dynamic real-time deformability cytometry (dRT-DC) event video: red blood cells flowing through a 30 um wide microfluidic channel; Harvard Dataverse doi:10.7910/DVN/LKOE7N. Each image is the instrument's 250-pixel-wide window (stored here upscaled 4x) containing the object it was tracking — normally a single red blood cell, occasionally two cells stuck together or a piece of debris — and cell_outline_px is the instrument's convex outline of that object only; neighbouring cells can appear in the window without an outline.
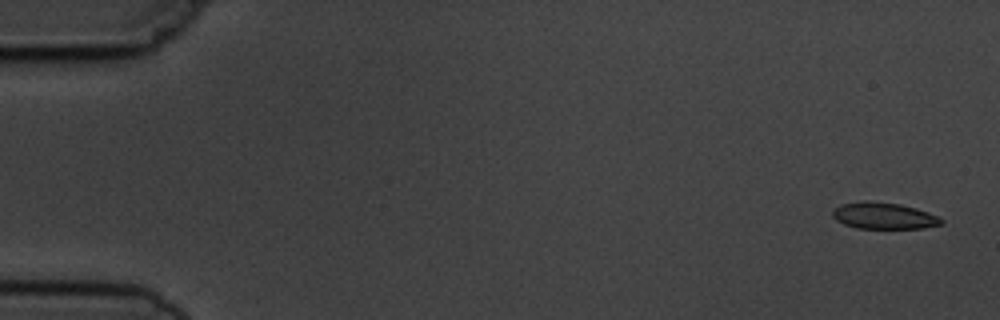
{"species": "common noctule bat (a hibernating species)", "species_latin": "Nyctalus noctula", "temperature_condition": "cold", "stored_images_in_passage": 5, "camera_frame_rate_fps": 3000, "um_per_image_px": 0.085, "animal": {"sex": "male", "body_mass_g": 19.5, "forearm_length_mm": 54.6}, "frame": {"image": 1, "passage_image": 1, "time_ms": 0.0, "image_size_px": [1000, 320], "cell_outline_px": [[944, 224], [924, 228], [856, 228], [844, 224], [836, 220], [832, 216], [832, 212], [840, 204], [864, 200], [868, 200], [900, 204], [916, 208], [940, 216], [944, 220]], "centroid_in_image_um": [75.15, 18.33], "position_along_channel_um": 9.8, "area_um2": 16.99}}
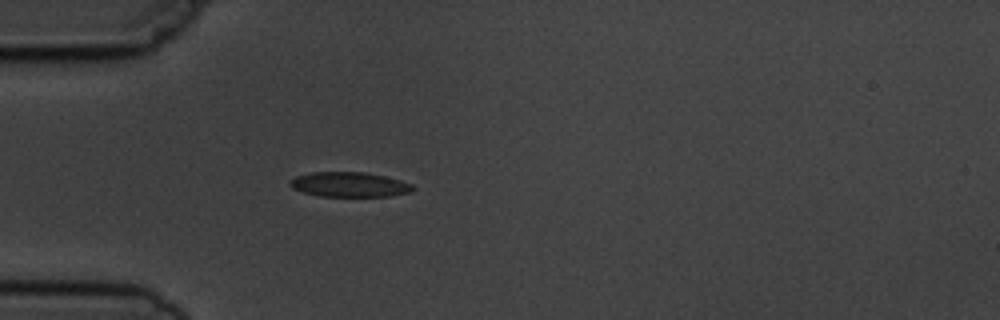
{"frame": {"image": 2, "passage_image": 5, "time_ms": 4.667, "image_size_px": [1000, 320], "cell_outline_px": [[416, 188], [412, 192], [392, 196], [320, 196], [304, 192], [292, 188], [288, 184], [288, 180], [296, 176], [312, 172], [364, 172], [384, 176], [400, 180], [412, 184]], "centroid_in_image_um": [29.7, 15.68], "position_along_channel_um": 55.3, "area_um2": 17.86}}